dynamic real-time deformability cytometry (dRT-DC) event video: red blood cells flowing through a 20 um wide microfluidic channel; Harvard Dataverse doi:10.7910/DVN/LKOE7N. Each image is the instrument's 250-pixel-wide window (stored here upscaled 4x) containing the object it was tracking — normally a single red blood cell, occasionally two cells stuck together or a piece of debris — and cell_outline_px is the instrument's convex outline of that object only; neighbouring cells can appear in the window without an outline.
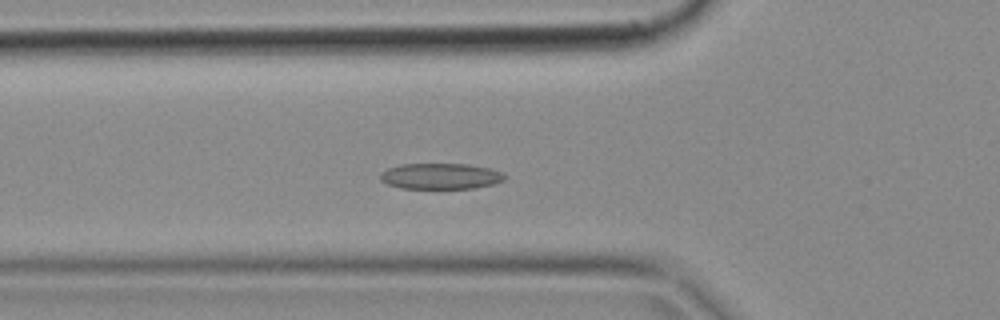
{"species": "common noctule bat (a hibernating species)", "species_latin": "Nyctalus noctula", "temperature_condition": "cold", "stored_images_in_passage": 50, "camera_frame_rate_fps": 3000, "um_per_image_px": 0.085, "animal": {"sex": "female", "body_mass_g": 18.4}, "frame": {"image": 1, "passage_image": 17, "time_ms": 5.333, "image_size_px": [1000, 320], "cell_outline_px": [[508, 176], [504, 180], [492, 184], [472, 188], [400, 188], [388, 184], [380, 180], [380, 172], [388, 168], [400, 164], [468, 164], [488, 168], [504, 172]], "centroid_in_image_um": [37.45, 14.97], "position_along_channel_um": 88.3, "area_um2": 18.79}}
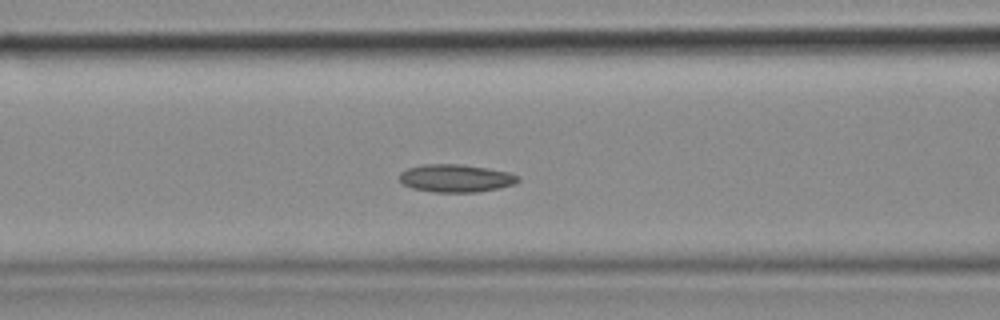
{"frame": {"image": 2, "passage_image": 20, "time_ms": 6.333, "image_size_px": [1000, 320], "cell_outline_px": [[520, 180], [516, 184], [476, 192], [432, 192], [412, 188], [404, 184], [400, 180], [400, 172], [408, 168], [424, 164], [460, 164], [488, 168], [508, 172], [520, 176]], "centroid_in_image_um": [38.76, 15.14], "position_along_channel_um": 127.8, "area_um2": 19.19}}
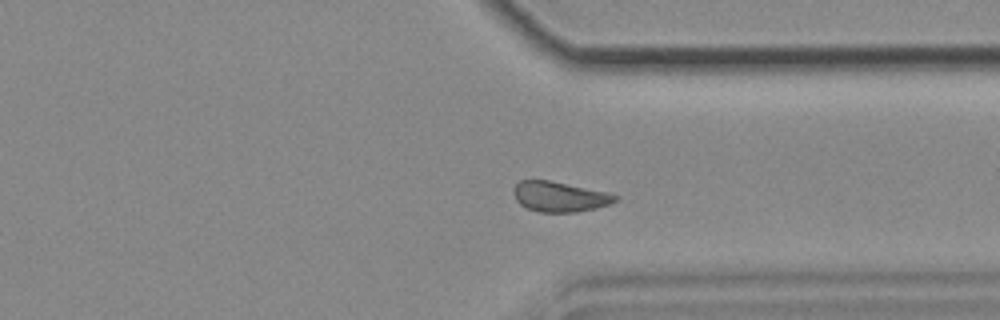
{"frame": {"image": 3, "passage_image": 38, "time_ms": 12.333, "image_size_px": [1000, 320], "cell_outline_px": [[620, 200], [596, 208], [576, 212], [540, 212], [528, 208], [520, 204], [516, 200], [512, 188], [520, 180], [548, 180], [608, 192], [620, 196]], "centroid_in_image_um": [47.59, 16.71], "position_along_channel_um": 363.8, "area_um2": 17.92}}